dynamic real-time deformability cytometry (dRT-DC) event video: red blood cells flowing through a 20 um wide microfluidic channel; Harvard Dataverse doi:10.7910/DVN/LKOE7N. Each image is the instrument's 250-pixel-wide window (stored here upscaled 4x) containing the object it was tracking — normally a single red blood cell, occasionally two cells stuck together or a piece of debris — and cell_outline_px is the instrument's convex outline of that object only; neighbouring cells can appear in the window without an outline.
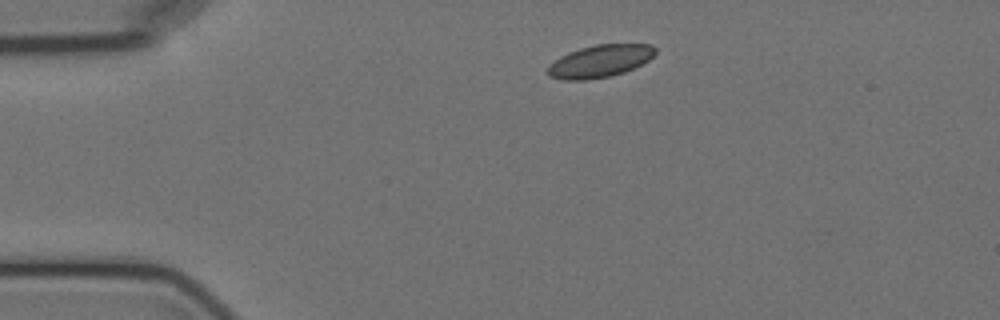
{"species": "Egyptian fruit bat (a non-hibernating species)", "species_latin": "Rousettus aegyptiacus", "temperature_condition": "cold", "stored_images_in_passage": 8, "camera_frame_rate_fps": 3000, "um_per_image_px": 0.085, "animal": {"sex": "female"}, "frame": {"image": 1, "passage_image": 1, "time_ms": 0.0, "image_size_px": [1000, 320], "cell_outline_px": [[656, 52], [648, 60], [624, 72], [612, 76], [588, 80], [564, 80], [548, 76], [548, 64], [560, 56], [568, 52], [580, 48], [596, 44], [652, 44], [656, 48]], "centroid_in_image_um": [50.96, 5.2], "position_along_channel_um": 34.0, "area_um2": 20.4}}
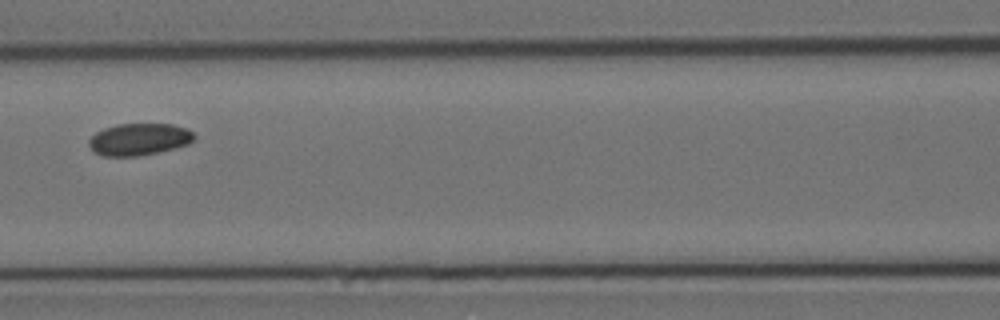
{"frame": {"image": 2, "passage_image": 5, "time_ms": 4.667, "image_size_px": [1000, 320], "cell_outline_px": [[196, 136], [188, 144], [156, 152], [136, 156], [100, 156], [92, 152], [88, 144], [88, 140], [96, 132], [104, 128], [116, 124], [172, 124], [184, 128], [192, 132]], "centroid_in_image_um": [11.75, 11.84], "position_along_channel_um": 154.9, "area_um2": 19.54}}
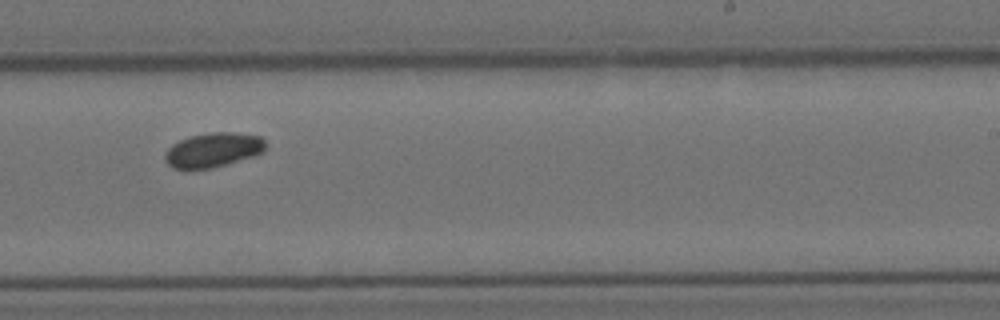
{"frame": {"image": 3, "passage_image": 8, "time_ms": 8.0, "image_size_px": [1000, 320], "cell_outline_px": [[264, 148], [260, 152], [252, 156], [212, 168], [188, 172], [172, 168], [164, 160], [164, 152], [172, 144], [188, 136], [212, 132], [236, 132], [260, 136], [264, 140]], "centroid_in_image_um": [18.01, 12.77], "position_along_channel_um": 271.0, "area_um2": 20.58}}